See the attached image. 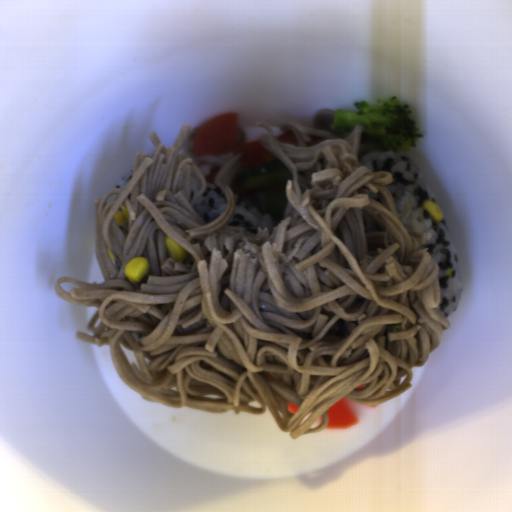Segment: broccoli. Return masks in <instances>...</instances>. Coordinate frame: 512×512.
<instances>
[{
	"label": "broccoli",
	"mask_w": 512,
	"mask_h": 512,
	"mask_svg": "<svg viewBox=\"0 0 512 512\" xmlns=\"http://www.w3.org/2000/svg\"><path fill=\"white\" fill-rule=\"evenodd\" d=\"M355 102L358 111L337 109L333 113L331 129L336 136H348L357 125L364 134L379 140L387 148L400 152L416 149L420 138H424L412 119V110L408 103L392 96L388 99H377Z\"/></svg>",
	"instance_id": "broccoli-1"
}]
</instances>
